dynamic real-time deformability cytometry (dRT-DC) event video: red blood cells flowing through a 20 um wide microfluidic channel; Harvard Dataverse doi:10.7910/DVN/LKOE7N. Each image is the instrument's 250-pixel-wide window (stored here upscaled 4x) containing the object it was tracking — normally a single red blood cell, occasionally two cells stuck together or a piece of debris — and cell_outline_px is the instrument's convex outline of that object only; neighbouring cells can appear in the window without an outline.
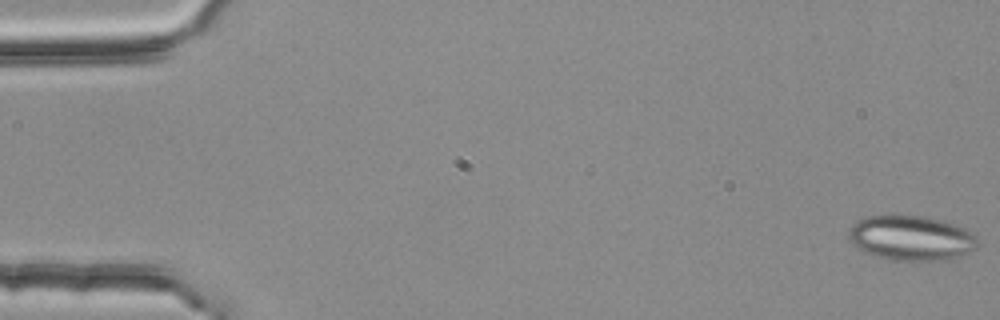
{"species": "common noctule bat (a hibernating species)", "species_latin": "Nyctalus noctula", "temperature_condition": "room temperature", "stored_images_in_passage": 5, "camera_frame_rate_fps": 3000, "um_per_image_px": 0.085, "animal": {"sex": "female", "body_mass_g": 25.1}, "frame": {"image": 1, "passage_image": 1, "time_ms": 0.0, "image_size_px": [1000, 320], "cell_outline_px": [[976, 248], [952, 260], [892, 260], [876, 256], [852, 244], [848, 240], [848, 228], [856, 220], [868, 216], [892, 212], [924, 216], [944, 220], [964, 228], [972, 232], [976, 236]], "centroid_in_image_um": [77.41, 20.18], "position_along_channel_um": 7.6, "area_um2": 34.56}}
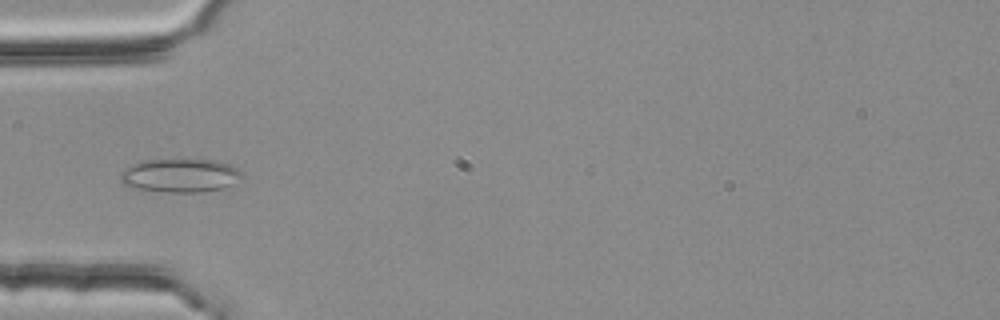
{"frame": {"image": 2, "passage_image": 4, "time_ms": 1.0, "image_size_px": [1000, 320], "cell_outline_px": [[244, 176], [232, 184], [224, 188], [200, 192], [164, 192], [132, 188], [124, 184], [120, 180], [120, 176], [124, 168], [132, 164], [144, 160], [216, 160], [228, 164], [236, 168]], "centroid_in_image_um": [15.29, 14.92], "position_along_channel_um": 69.7, "area_um2": 23.76}}
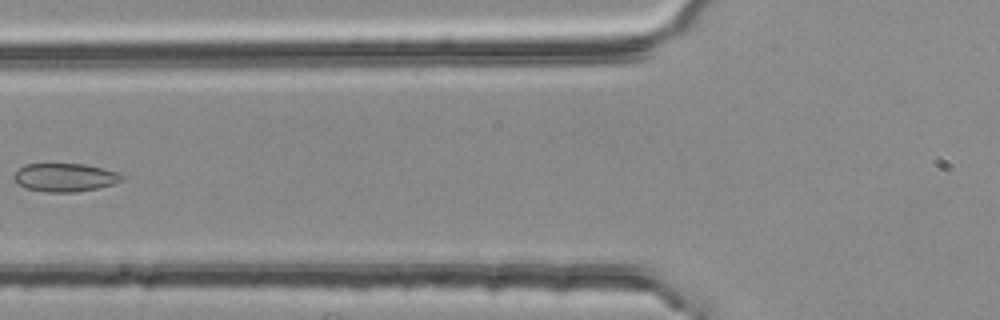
{"frame": {"image": 3, "passage_image": 5, "time_ms": 1.333, "image_size_px": [1000, 320], "cell_outline_px": [[124, 176], [120, 180], [112, 184], [96, 188], [72, 192], [48, 192], [28, 188], [16, 184], [12, 180], [12, 176], [24, 164], [84, 164], [104, 168], [116, 172]], "centroid_in_image_um": [5.46, 15.07], "position_along_channel_um": 120.3, "area_um2": 17.63}}